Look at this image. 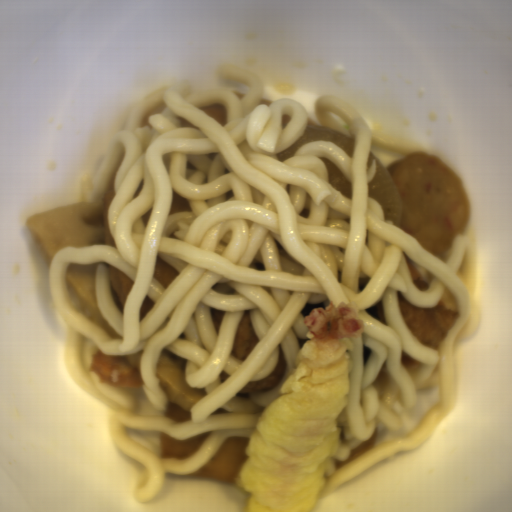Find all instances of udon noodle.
<instances>
[{"label":"udon noodle","mask_w":512,"mask_h":512,"mask_svg":"<svg viewBox=\"0 0 512 512\" xmlns=\"http://www.w3.org/2000/svg\"><path fill=\"white\" fill-rule=\"evenodd\" d=\"M214 73L244 82L245 96L230 87L189 95L191 82L177 79L135 103L112 133L90 202L104 201L123 154L105 219L115 246L68 245L49 263L51 299L68 328L63 369L108 407L114 444L144 466L132 495L141 503L159 497L167 473L196 474L228 439L251 438L311 339L305 317L343 300L363 330L345 352L347 405L335 419L340 447L325 468L320 499L385 457L416 450L456 408L454 341L474 335L483 312L474 298L475 237L472 228L457 233L443 261L385 220L371 197L372 144L406 156L432 154L429 148L373 131L350 102L323 94L314 117L353 138L352 156L316 140L280 161L277 154L306 132L307 109L285 97L262 104L263 82L246 68L219 64ZM216 103L225 106V127L202 107ZM324 157L353 184V198L328 182ZM157 255L180 272L166 290L154 276ZM76 262H97L95 297L123 339H111L72 306L65 279ZM106 262L135 281L123 314ZM445 288L458 318L437 352L410 331L397 296L435 308ZM147 296L155 303L139 319ZM379 301L387 325L365 310ZM245 312L258 342L238 359L233 343ZM279 347L287 366L278 386L238 394L275 368ZM162 348L187 359L186 384L208 394L183 422L164 416L168 397L156 369ZM99 349L131 363L142 387L98 381L90 362ZM161 430L178 441L213 432L190 457L160 459Z\"/></svg>","instance_id":"d5520da0"}]
</instances>
